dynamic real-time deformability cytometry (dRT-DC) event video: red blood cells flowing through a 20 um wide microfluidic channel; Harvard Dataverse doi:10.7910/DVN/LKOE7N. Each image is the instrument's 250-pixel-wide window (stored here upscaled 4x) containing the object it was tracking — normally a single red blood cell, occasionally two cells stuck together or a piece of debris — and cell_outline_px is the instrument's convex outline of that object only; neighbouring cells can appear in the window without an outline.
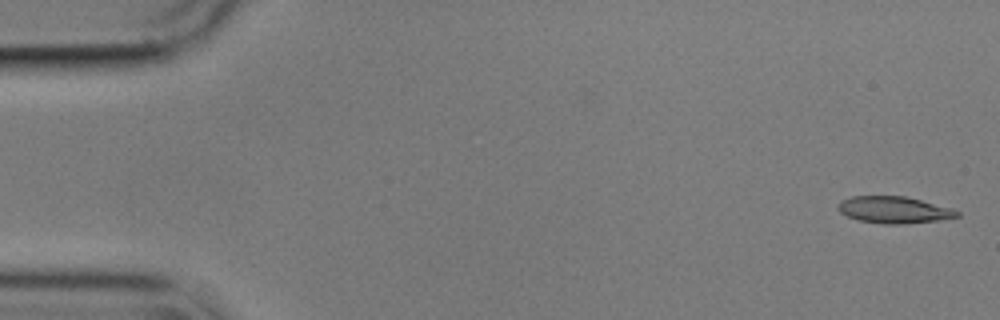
{"species": "common noctule bat (a hibernating species)", "species_latin": "Nyctalus noctula", "temperature_condition": "cold", "stored_images_in_passage": 16, "camera_frame_rate_fps": 3000, "um_per_image_px": 0.085, "animal": {"sex": "male", "body_mass_g": 17.9}, "frame": {"image": 1, "passage_image": 2, "time_ms": 0.333, "image_size_px": [1000, 320], "cell_outline_px": [[960, 216], [940, 220], [908, 224], [884, 224], [860, 220], [848, 216], [840, 212], [836, 208], [836, 204], [840, 200], [852, 196], [904, 196], [952, 208], [960, 212]], "centroid_in_image_um": [75.98, 17.84], "position_along_channel_um": 9.0, "area_um2": 18.67}}